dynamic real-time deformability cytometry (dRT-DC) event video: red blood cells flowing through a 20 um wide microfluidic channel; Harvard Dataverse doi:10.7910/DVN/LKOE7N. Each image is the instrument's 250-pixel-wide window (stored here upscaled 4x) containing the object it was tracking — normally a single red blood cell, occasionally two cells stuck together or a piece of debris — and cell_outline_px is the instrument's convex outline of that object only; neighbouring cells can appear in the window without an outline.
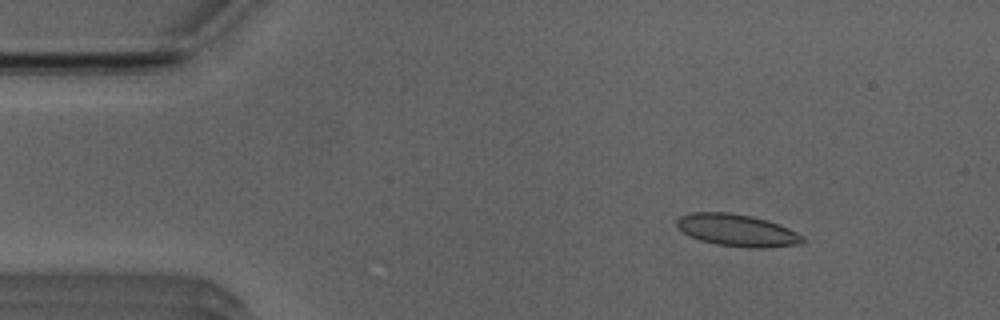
{"species": "Egyptian fruit bat (a non-hibernating species)", "species_latin": "Rousettus aegyptiacus", "temperature_condition": "room temperature", "stored_images_in_passage": 48, "camera_frame_rate_fps": 3000, "um_per_image_px": 0.085, "animal": {"sex": "male"}, "frame": {"image": 1, "passage_image": 2, "time_ms": 0.333, "image_size_px": [1000, 320], "cell_outline_px": [[804, 240], [800, 244], [768, 248], [748, 248], [716, 244], [700, 240], [688, 236], [676, 224], [676, 220], [680, 216], [692, 212], [728, 212], [752, 216], [768, 220], [788, 228], [804, 236]], "centroid_in_image_um": [62.66, 19.58], "position_along_channel_um": 22.3, "area_um2": 23.64}}
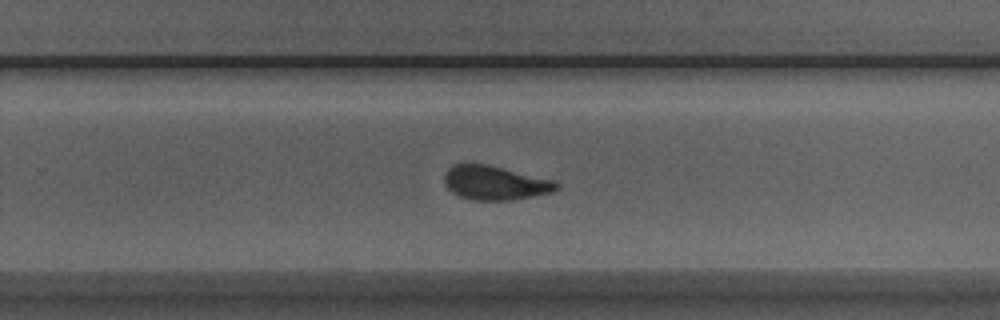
{"frame": {"image": 2, "passage_image": 28, "time_ms": 9.0, "image_size_px": [1000, 320], "cell_outline_px": [[560, 188], [552, 192], [512, 200], [472, 200], [460, 196], [452, 192], [444, 184], [444, 176], [448, 168], [452, 164], [488, 164], [556, 180], [560, 184]], "centroid_in_image_um": [42.1, 15.53], "position_along_channel_um": 287.7, "area_um2": 22.48}}
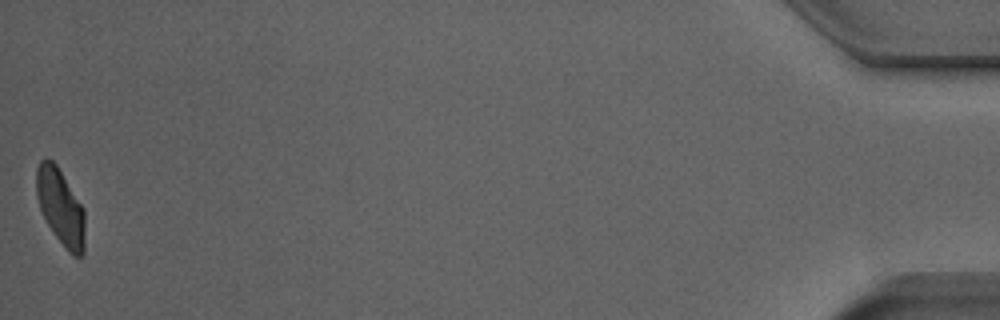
{"frame": {"image": 3, "passage_image": 47, "time_ms": 15.333, "image_size_px": [1000, 320], "cell_outline_px": [[84, 252], [80, 256], [72, 256], [64, 248], [48, 224], [40, 208], [36, 196], [36, 168], [40, 160], [52, 160], [56, 164], [84, 208]], "centroid_in_image_um": [5.15, 17.6], "position_along_channel_um": 430.1, "area_um2": 21.39}}